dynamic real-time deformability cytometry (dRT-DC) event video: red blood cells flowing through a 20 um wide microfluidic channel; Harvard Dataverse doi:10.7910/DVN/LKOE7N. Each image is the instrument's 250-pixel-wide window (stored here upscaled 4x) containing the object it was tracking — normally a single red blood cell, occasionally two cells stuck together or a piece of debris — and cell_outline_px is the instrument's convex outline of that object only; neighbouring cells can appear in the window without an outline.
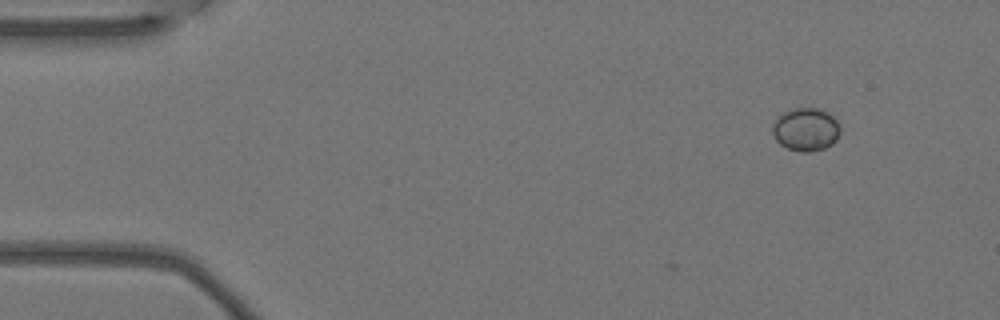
{"species": "Egyptian fruit bat (a non-hibernating species)", "species_latin": "Rousettus aegyptiacus", "temperature_condition": "warm", "stored_images_in_passage": 6, "camera_frame_rate_fps": 3000, "um_per_image_px": 0.085, "animal": {"sex": "female"}, "frame": {"image": 1, "passage_image": 1, "time_ms": 0.0, "image_size_px": [1000, 320], "cell_outline_px": [[840, 132], [836, 140], [832, 144], [824, 148], [808, 152], [800, 152], [788, 148], [780, 144], [776, 140], [772, 132], [772, 128], [776, 120], [784, 112], [796, 108], [820, 108], [828, 112], [836, 120], [840, 128]], "centroid_in_image_um": [68.51, 11.0], "position_along_channel_um": 16.5, "area_um2": 16.88}}
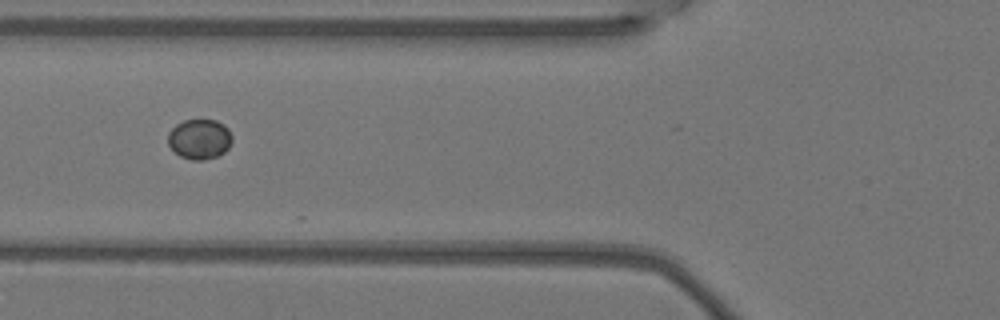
{"frame": {"image": 2, "passage_image": 5, "time_ms": 1.333, "image_size_px": [1000, 320], "cell_outline_px": [[232, 140], [228, 148], [224, 152], [216, 156], [204, 160], [192, 160], [180, 156], [168, 144], [168, 132], [176, 124], [184, 120], [216, 120], [224, 124], [228, 128], [232, 136]], "centroid_in_image_um": [16.97, 11.81], "position_along_channel_um": 108.8, "area_um2": 14.97}}
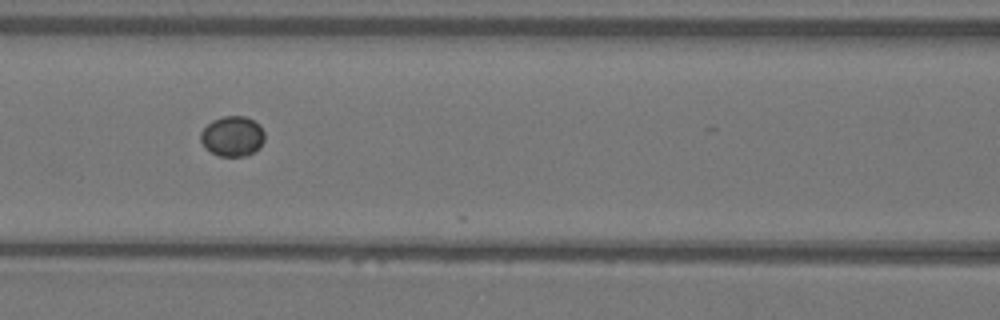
{"frame": {"image": 3, "passage_image": 6, "time_ms": 1.667, "image_size_px": [1000, 320], "cell_outline_px": [[264, 140], [260, 148], [248, 156], [220, 156], [204, 148], [200, 140], [200, 132], [212, 120], [224, 116], [244, 116], [260, 124], [264, 132]], "centroid_in_image_um": [19.76, 11.59], "position_along_channel_um": 146.8, "area_um2": 15.14}}